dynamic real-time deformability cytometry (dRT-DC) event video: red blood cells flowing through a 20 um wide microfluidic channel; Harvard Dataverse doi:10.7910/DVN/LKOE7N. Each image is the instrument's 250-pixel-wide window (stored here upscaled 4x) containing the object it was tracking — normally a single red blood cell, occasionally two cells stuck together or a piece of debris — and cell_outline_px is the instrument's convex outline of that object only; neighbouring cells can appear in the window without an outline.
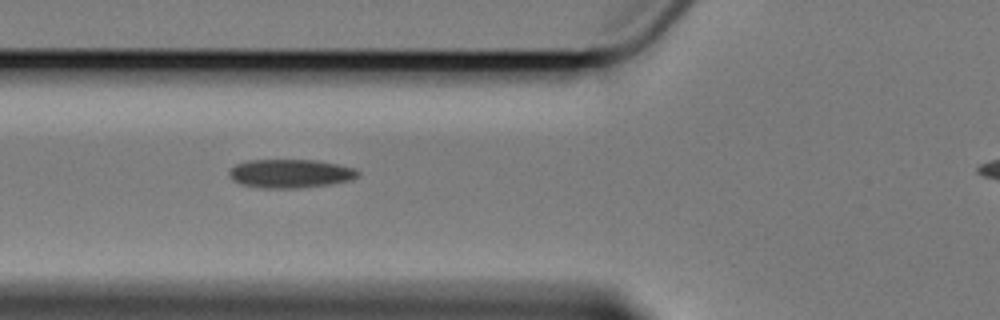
{"species": "Egyptian fruit bat (a non-hibernating species)", "species_latin": "Rousettus aegyptiacus", "temperature_condition": "cold", "stored_images_in_passage": 3, "camera_frame_rate_fps": 3000, "um_per_image_px": 0.085, "animal": {"sex": "female"}, "frame": {"image": 1, "passage_image": 2, "time_ms": 1.0, "image_size_px": [1000, 320], "cell_outline_px": [[360, 176], [352, 180], [332, 184], [300, 188], [260, 188], [240, 184], [232, 180], [228, 172], [236, 164], [248, 160], [316, 160], [356, 168], [360, 172]], "centroid_in_image_um": [24.71, 14.76], "position_along_channel_um": 101.1, "area_um2": 21.73}}
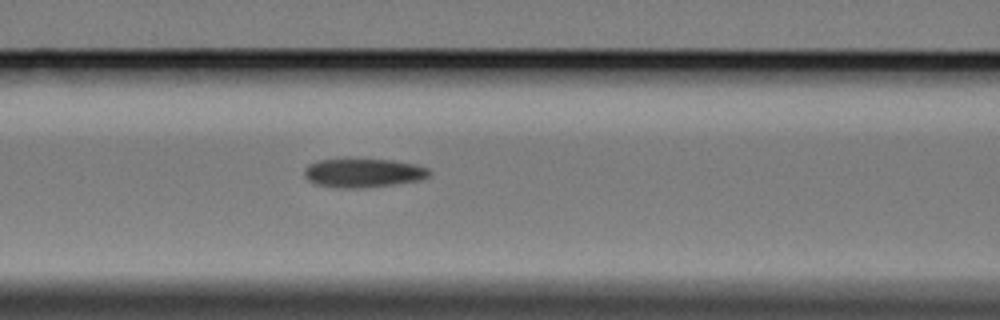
{"frame": {"image": 2, "passage_image": 3, "time_ms": 2.0, "image_size_px": [1000, 320], "cell_outline_px": [[432, 172], [428, 176], [420, 180], [396, 184], [364, 188], [336, 188], [316, 184], [308, 180], [304, 176], [304, 168], [308, 164], [316, 160], [348, 156], [392, 160], [412, 164], [428, 168]], "centroid_in_image_um": [30.8, 14.66], "position_along_channel_um": 135.8, "area_um2": 22.02}}